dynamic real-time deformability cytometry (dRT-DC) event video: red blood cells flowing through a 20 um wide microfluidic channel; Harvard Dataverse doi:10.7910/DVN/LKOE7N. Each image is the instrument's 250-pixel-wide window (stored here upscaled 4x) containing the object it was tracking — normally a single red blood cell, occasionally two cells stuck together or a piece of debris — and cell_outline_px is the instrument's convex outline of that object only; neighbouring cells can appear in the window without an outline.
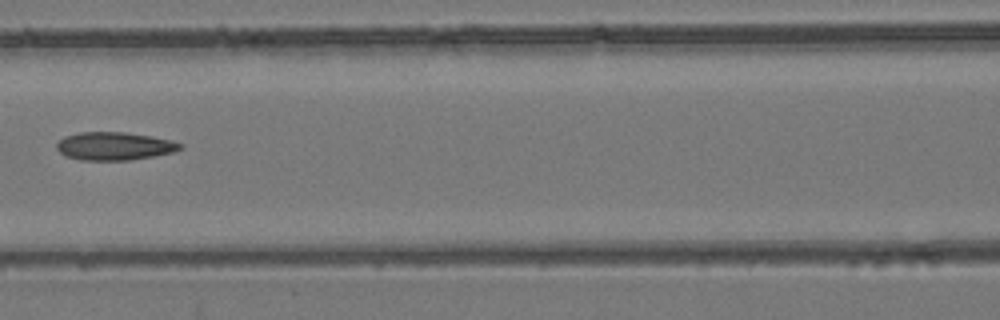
{"species": "common noctule bat (a hibernating species)", "species_latin": "Nyctalus noctula", "temperature_condition": "room temperature", "stored_images_in_passage": 7, "camera_frame_rate_fps": 3000, "um_per_image_px": 0.085, "animal": {"sex": "female", "body_mass_g": 24.6, "forearm_length_mm": 56.2}, "frame": {"image": 1, "passage_image": 7, "time_ms": 2.0, "image_size_px": [1000, 320], "cell_outline_px": [[184, 148], [172, 152], [152, 156], [128, 160], [80, 160], [64, 156], [56, 148], [56, 144], [64, 136], [80, 132], [124, 132], [152, 136], [172, 140], [184, 144]], "centroid_in_image_um": [9.72, 12.41], "position_along_channel_um": 156.9, "area_um2": 20.29}}